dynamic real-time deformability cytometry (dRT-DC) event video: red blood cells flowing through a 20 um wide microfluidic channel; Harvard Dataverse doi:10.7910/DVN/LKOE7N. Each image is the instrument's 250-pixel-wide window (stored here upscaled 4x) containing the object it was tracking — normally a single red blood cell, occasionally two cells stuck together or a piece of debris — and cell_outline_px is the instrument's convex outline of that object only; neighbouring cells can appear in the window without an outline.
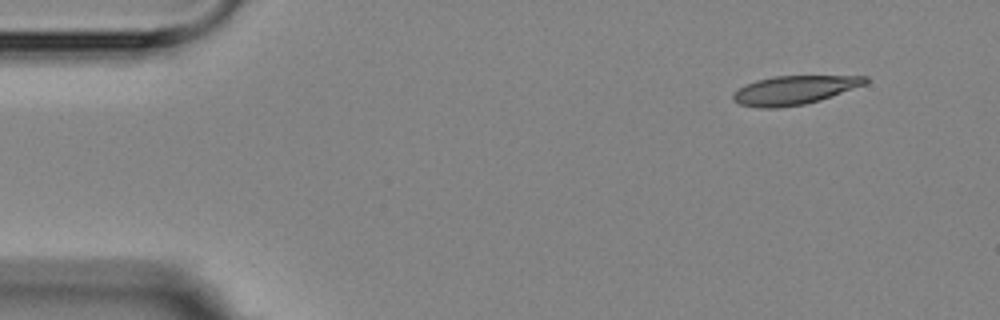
{"species": "Egyptian fruit bat (a non-hibernating species)", "species_latin": "Rousettus aegyptiacus", "temperature_condition": "room temperature", "stored_images_in_passage": 3, "camera_frame_rate_fps": 3000, "um_per_image_px": 0.085, "animal": {"sex": "female"}, "frame": {"image": 1, "passage_image": 1, "time_ms": 0.0, "image_size_px": [1000, 320], "cell_outline_px": [[868, 80], [864, 84], [820, 100], [804, 104], [776, 108], [760, 108], [740, 104], [732, 100], [732, 96], [744, 84], [756, 80], [772, 76], [868, 76]], "centroid_in_image_um": [67.46, 7.65], "position_along_channel_um": 17.5, "area_um2": 21.91}}